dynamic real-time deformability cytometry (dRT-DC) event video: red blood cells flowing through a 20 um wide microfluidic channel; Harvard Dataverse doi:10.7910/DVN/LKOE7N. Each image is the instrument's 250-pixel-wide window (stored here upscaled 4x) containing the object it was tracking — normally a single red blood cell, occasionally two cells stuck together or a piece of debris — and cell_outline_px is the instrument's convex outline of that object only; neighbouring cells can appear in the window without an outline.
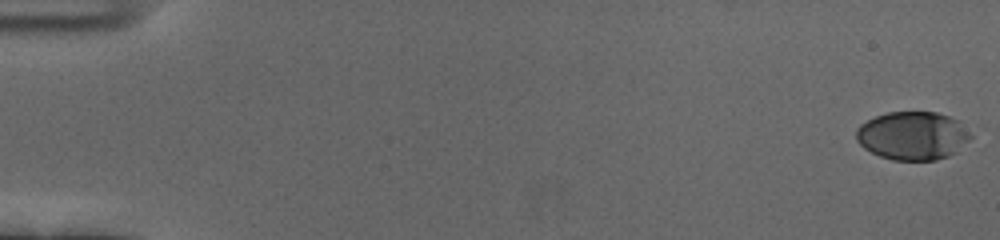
{"species": "human", "species_latin": "Homo sapiens", "temperature_condition": "cold", "stored_images_in_passage": 56, "camera_frame_rate_fps": 3000, "um_per_image_px": 0.085, "donor": {"sex": "female"}, "frame": {"image": 1, "passage_image": 1, "time_ms": 0.0, "image_size_px": [1000, 240], "cell_outline_px": [[972, 136], [956, 152], [948, 156], [936, 160], [892, 160], [880, 156], [864, 148], [856, 140], [856, 128], [860, 124], [876, 116], [888, 112], [936, 112], [960, 120]], "centroid_in_image_um": [77.57, 11.53], "position_along_channel_um": 7.4, "area_um2": 32.25}}
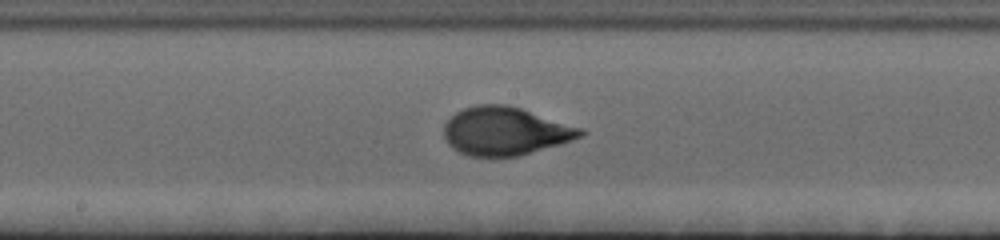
{"frame": {"image": 2, "passage_image": 31, "time_ms": 10.0, "image_size_px": [1000, 240], "cell_outline_px": [[588, 132], [584, 136], [560, 144], [520, 156], [468, 156], [452, 148], [448, 144], [444, 136], [444, 124], [456, 112], [464, 108], [476, 104], [508, 104], [584, 128]], "centroid_in_image_um": [42.98, 11.14], "position_along_channel_um": 205.2, "area_um2": 38.67}}
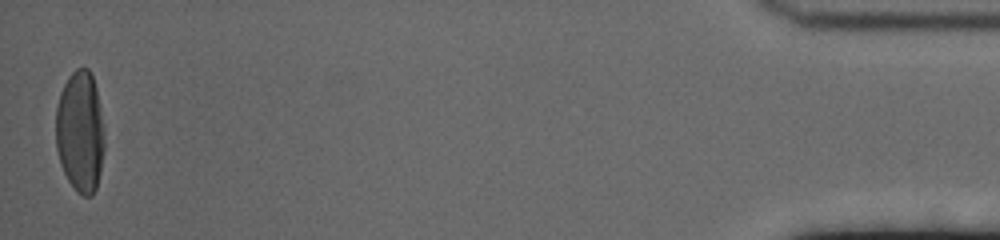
{"frame": {"image": 3, "passage_image": 56, "time_ms": 18.333, "image_size_px": [1000, 240], "cell_outline_px": [[104, 148], [100, 172], [96, 188], [92, 196], [84, 196], [76, 192], [68, 180], [60, 164], [56, 148], [56, 108], [60, 92], [68, 76], [76, 68], [88, 68], [92, 72], [96, 88], [104, 128]], "centroid_in_image_um": [6.81, 11.19], "position_along_channel_um": 428.4, "area_um2": 34.74}, "authors_computed_cell_mechanics": {"area_um2": 35.1424, "velocity_mm_per_s": 3.6794, "shape_relaxation_time_tau1_ms": 4.7771, "shape_relaxation_time_tau2_ms": null, "deformation_change_tau1": 0.1985, "deformation_change_tau2": null}}